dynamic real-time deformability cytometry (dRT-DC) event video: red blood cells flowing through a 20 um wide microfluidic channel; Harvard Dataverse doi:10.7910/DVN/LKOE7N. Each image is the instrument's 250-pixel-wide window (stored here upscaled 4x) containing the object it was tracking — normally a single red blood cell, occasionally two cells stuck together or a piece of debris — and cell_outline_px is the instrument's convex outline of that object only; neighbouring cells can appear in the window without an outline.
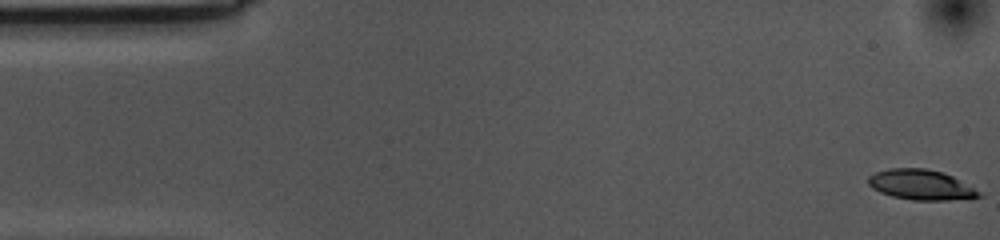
{"species": "common noctule bat (a hibernating species)", "species_latin": "Nyctalus noctula", "temperature_condition": "cold", "stored_images_in_passage": 56, "camera_frame_rate_fps": 3000, "um_per_image_px": 0.085, "animal": {"sex": "female", "body_mass_g": 10.0, "forearm_length_mm": 53.1}, "frame": {"image": 1, "passage_image": 1, "time_ms": 0.0, "image_size_px": [1000, 240], "cell_outline_px": [[984, 196], [968, 200], [912, 200], [892, 196], [880, 192], [872, 188], [868, 184], [868, 176], [876, 172], [888, 168], [924, 168], [944, 172], [984, 192]], "centroid_in_image_um": [78.37, 15.72], "position_along_channel_um": 6.6, "area_um2": 19.94}}
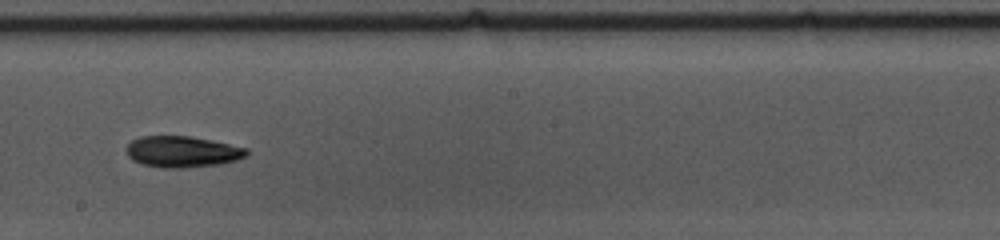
{"frame": {"image": 2, "passage_image": 30, "time_ms": 9.667, "image_size_px": [1000, 240], "cell_outline_px": [[248, 156], [236, 160], [220, 164], [180, 168], [160, 168], [144, 164], [132, 160], [128, 156], [124, 148], [132, 140], [140, 136], [188, 136], [212, 140], [248, 148]], "centroid_in_image_um": [15.49, 12.89], "position_along_channel_um": 232.7, "area_um2": 22.02}}
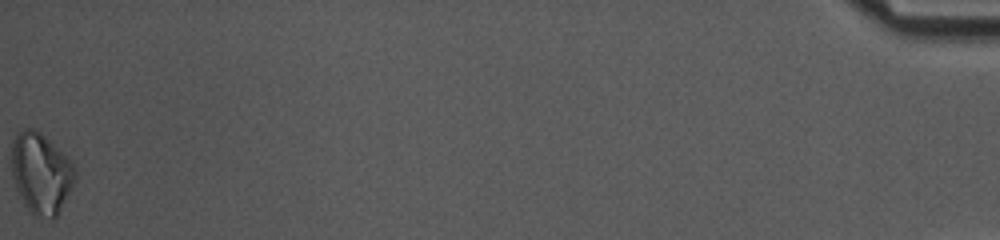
{"frame": {"image": 3, "passage_image": 56, "time_ms": 18.333, "image_size_px": [1000, 240], "cell_outline_px": [[76, 180], [72, 188], [56, 216], [52, 220], [48, 220], [36, 216], [28, 208], [20, 196], [16, 188], [12, 176], [12, 140], [16, 132], [24, 128], [32, 128], [40, 132], [68, 156], [76, 168]], "centroid_in_image_um": [3.5, 14.7], "position_along_channel_um": 431.7, "area_um2": 30.11}, "authors_computed_cell_mechanics": {"area_um2": 21.5016, "velocity_mm_per_s": 3.5334, "shape_relaxation_time_tau1_ms": 2.6401, "shape_relaxation_time_tau2_ms": null, "deformation_change_tau1": 0.1212, "deformation_change_tau2": null}}